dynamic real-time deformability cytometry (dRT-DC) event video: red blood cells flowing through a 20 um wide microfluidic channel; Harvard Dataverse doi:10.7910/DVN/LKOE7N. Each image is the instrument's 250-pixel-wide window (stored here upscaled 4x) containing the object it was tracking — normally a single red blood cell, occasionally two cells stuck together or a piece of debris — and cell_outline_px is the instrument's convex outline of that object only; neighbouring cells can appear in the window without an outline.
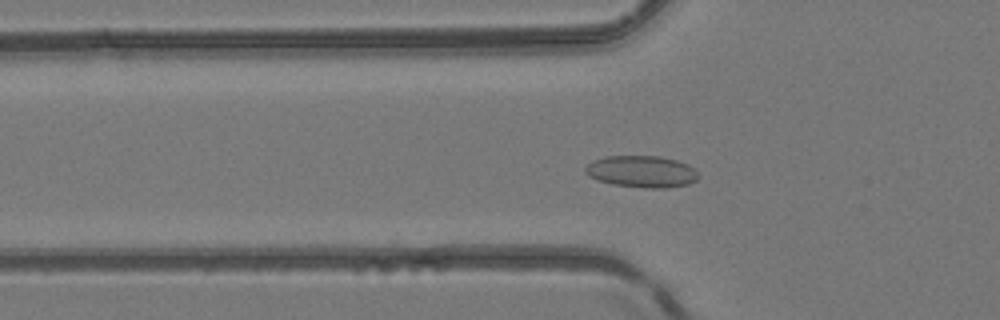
{"species": "common noctule bat (a hibernating species)", "species_latin": "Nyctalus noctula", "temperature_condition": "room temperature", "stored_images_in_passage": 38, "camera_frame_rate_fps": 3000, "um_per_image_px": 0.085, "animal": {"sex": "female", "body_mass_g": 24.6, "forearm_length_mm": 56.2}, "frame": {"image": 1, "passage_image": 16, "time_ms": 5.0, "image_size_px": [1000, 320], "cell_outline_px": [[700, 176], [696, 180], [688, 184], [668, 188], [648, 188], [612, 184], [596, 180], [588, 176], [584, 172], [584, 168], [592, 160], [604, 156], [660, 156], [676, 160], [688, 164]], "centroid_in_image_um": [54.51, 14.58], "position_along_channel_um": 71.3, "area_um2": 21.1}}
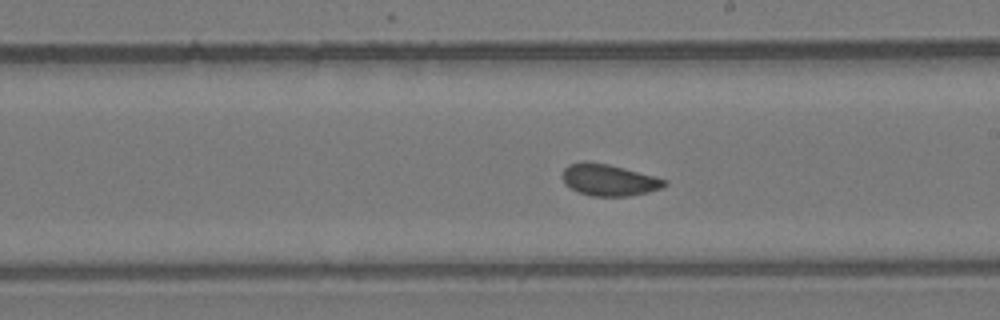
{"frame": {"image": 2, "passage_image": 28, "time_ms": 9.0, "image_size_px": [1000, 320], "cell_outline_px": [[668, 184], [660, 188], [648, 192], [628, 196], [592, 196], [580, 192], [564, 184], [564, 168], [568, 164], [608, 164], [624, 168], [668, 180]], "centroid_in_image_um": [51.82, 15.33], "position_along_channel_um": 237.2, "area_um2": 18.09}}
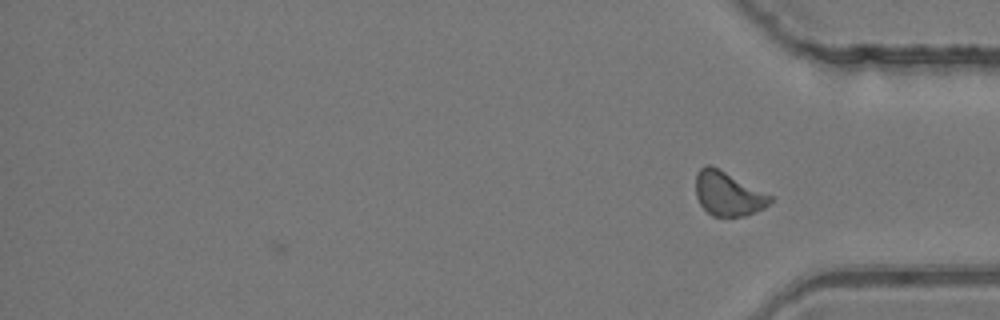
{"frame": {"image": 3, "passage_image": 38, "time_ms": 12.333, "image_size_px": [1000, 320], "cell_outline_px": [[772, 200], [764, 208], [744, 216], [712, 216], [700, 204], [696, 196], [696, 172], [704, 164], [712, 164], [772, 196]], "centroid_in_image_um": [61.85, 16.44], "position_along_channel_um": 373.4, "area_um2": 19.13}, "authors_computed_cell_mechanics": {"area_um2": 19.1896, "velocity_mm_per_s": 4.1449, "shape_relaxation_time_tau1_ms": 8.5352, "shape_relaxation_time_tau2_ms": 1.7817, "deformation_change_tau1": 0.1031, "deformation_change_tau2": 0.0539}}